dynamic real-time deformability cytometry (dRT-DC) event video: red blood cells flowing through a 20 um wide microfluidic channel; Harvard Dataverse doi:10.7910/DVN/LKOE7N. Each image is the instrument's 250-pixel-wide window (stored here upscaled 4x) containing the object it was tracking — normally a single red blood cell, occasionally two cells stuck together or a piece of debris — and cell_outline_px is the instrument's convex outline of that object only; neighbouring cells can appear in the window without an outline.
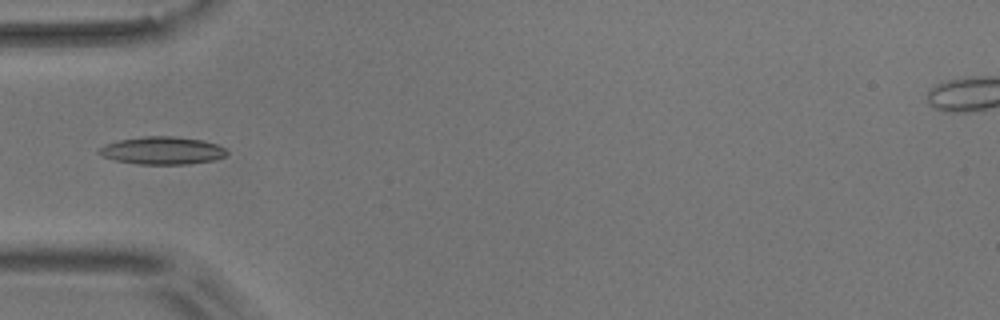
{"species": "common noctule bat (a hibernating species)", "species_latin": "Nyctalus noctula", "temperature_condition": "room temperature", "stored_images_in_passage": 6, "camera_frame_rate_fps": 3000, "um_per_image_px": 0.085, "animal": {"sex": "male", "body_mass_g": 17.9}, "frame": {"image": 1, "passage_image": 5, "time_ms": 5.333, "image_size_px": [1000, 320], "cell_outline_px": [[228, 152], [224, 156], [212, 160], [188, 164], [140, 164], [116, 160], [100, 156], [96, 152], [96, 148], [104, 144], [120, 140], [144, 136], [172, 136], [204, 140], [216, 144], [224, 148]], "centroid_in_image_um": [13.73, 12.79], "position_along_channel_um": 71.3, "area_um2": 20.63}}
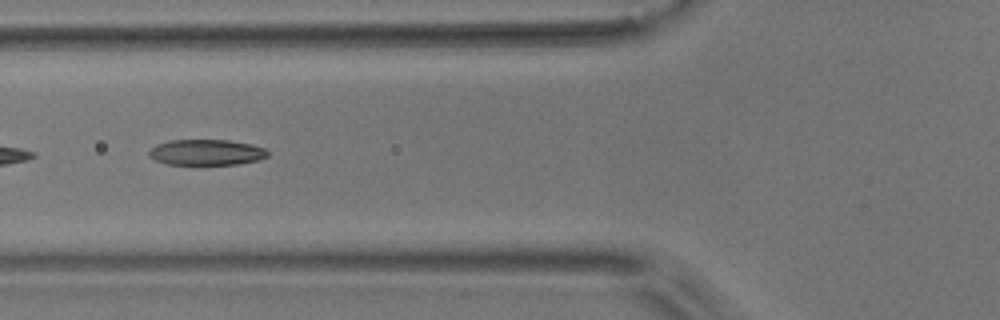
{"frame": {"image": 2, "passage_image": 6, "time_ms": 6.333, "image_size_px": [1000, 320], "cell_outline_px": [[268, 156], [260, 160], [240, 164], [168, 164], [156, 160], [148, 156], [148, 152], [156, 144], [172, 140], [228, 140], [252, 144], [264, 148], [268, 152]], "centroid_in_image_um": [17.57, 12.95], "position_along_channel_um": 108.2, "area_um2": 17.8}}